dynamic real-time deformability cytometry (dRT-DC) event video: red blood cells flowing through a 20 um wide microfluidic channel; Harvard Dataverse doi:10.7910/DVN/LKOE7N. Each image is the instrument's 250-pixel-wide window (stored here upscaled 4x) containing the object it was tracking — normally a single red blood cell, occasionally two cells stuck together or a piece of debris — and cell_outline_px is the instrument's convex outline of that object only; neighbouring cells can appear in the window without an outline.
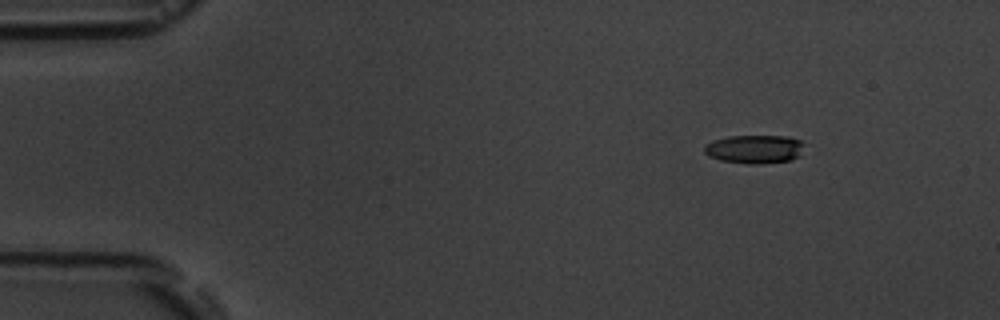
{"species": "common noctule bat (a hibernating species)", "species_latin": "Nyctalus noctula", "temperature_condition": "room temperature", "stored_images_in_passage": 9, "camera_frame_rate_fps": 3000, "um_per_image_px": 0.085, "animal": {"sex": "male", "body_mass_g": 19.5, "forearm_length_mm": 54.6}, "frame": {"image": 1, "passage_image": 1, "time_ms": 0.0, "image_size_px": [1000, 320], "cell_outline_px": [[804, 144], [800, 156], [792, 160], [756, 164], [748, 164], [720, 160], [708, 156], [704, 152], [704, 144], [712, 140], [728, 136], [788, 136], [800, 140]], "centroid_in_image_um": [64.12, 12.67], "position_along_channel_um": 20.9, "area_um2": 16.82}}
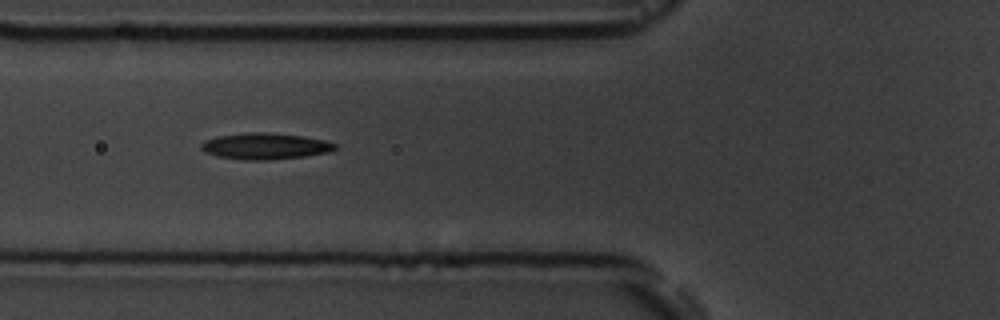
{"frame": {"image": 2, "passage_image": 5, "time_ms": 4.667, "image_size_px": [1000, 320], "cell_outline_px": [[336, 148], [328, 152], [304, 156], [268, 160], [244, 160], [216, 156], [204, 152], [200, 148], [200, 144], [204, 140], [216, 136], [252, 132], [268, 132], [304, 136], [328, 140], [336, 144]], "centroid_in_image_um": [22.51, 12.42], "position_along_channel_um": 103.3, "area_um2": 20.69}}
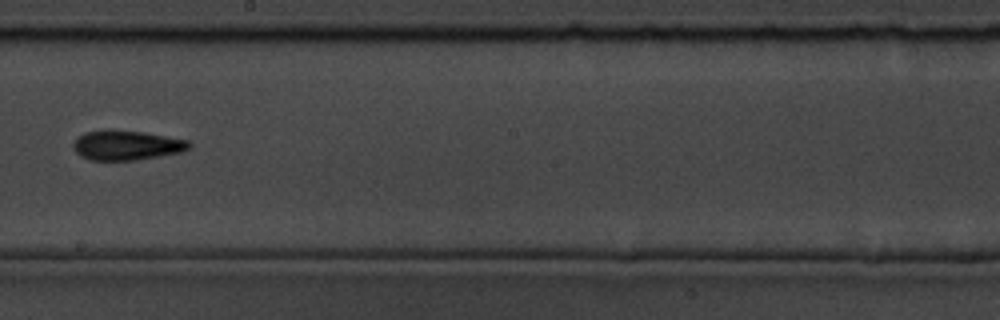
{"frame": {"image": 3, "passage_image": 8, "time_ms": 8.333, "image_size_px": [1000, 320], "cell_outline_px": [[192, 144], [188, 148], [180, 152], [132, 160], [88, 160], [80, 156], [72, 148], [72, 144], [84, 132], [104, 128], [112, 128], [144, 132], [188, 140]], "centroid_in_image_um": [10.69, 12.31], "position_along_channel_um": 237.5, "area_um2": 20.23}}